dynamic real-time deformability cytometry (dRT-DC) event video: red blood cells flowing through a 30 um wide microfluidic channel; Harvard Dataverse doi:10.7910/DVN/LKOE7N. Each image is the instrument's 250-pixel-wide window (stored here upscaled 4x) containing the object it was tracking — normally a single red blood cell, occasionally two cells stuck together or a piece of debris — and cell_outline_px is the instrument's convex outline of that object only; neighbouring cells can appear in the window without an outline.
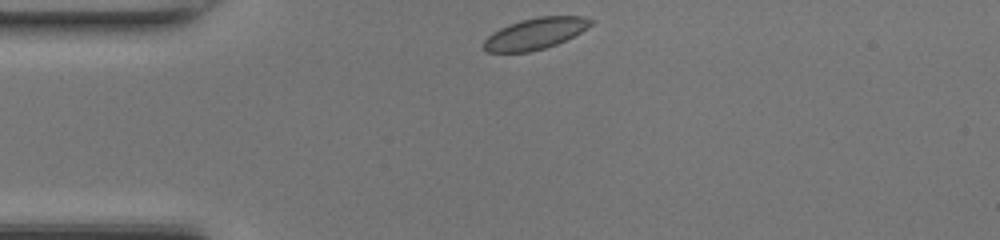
{"species": "common noctule bat (a hibernating species)", "species_latin": "Nyctalus noctula", "temperature_condition": "room temperature", "stored_images_in_passage": 31, "camera_frame_rate_fps": 3000, "um_per_image_px": 0.085, "animal": {"sex": "female", "body_mass_g": 17.0, "forearm_length_mm": 48.0}, "frame": {"image": 1, "passage_image": 1, "time_ms": 0.0, "image_size_px": [1000, 240], "cell_outline_px": [[596, 20], [592, 24], [580, 32], [556, 44], [544, 48], [528, 52], [488, 52], [484, 48], [484, 40], [492, 32], [508, 24], [520, 20], [536, 16], [584, 16]], "centroid_in_image_um": [45.5, 2.83], "position_along_channel_um": 39.5, "area_um2": 19.48}}
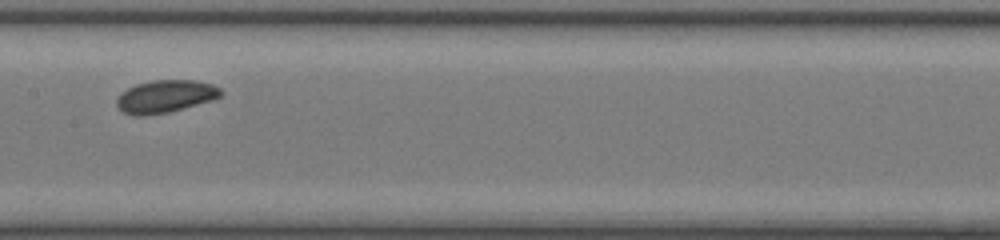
{"frame": {"image": 2, "passage_image": 14, "time_ms": 4.333, "image_size_px": [1000, 240], "cell_outline_px": [[224, 92], [220, 96], [212, 100], [168, 112], [144, 116], [136, 116], [124, 112], [116, 104], [116, 100], [120, 92], [136, 84], [152, 80], [196, 80], [212, 84], [220, 88]], "centroid_in_image_um": [14.05, 8.18], "position_along_channel_um": 193.4, "area_um2": 19.77}}
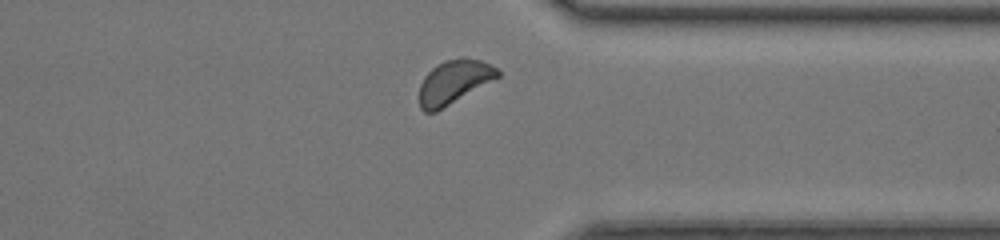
{"frame": {"image": 3, "passage_image": 27, "time_ms": 8.667, "image_size_px": [1000, 240], "cell_outline_px": [[500, 76], [436, 112], [424, 112], [420, 108], [420, 84], [424, 76], [436, 64], [444, 60], [460, 56], [464, 56], [480, 60], [496, 68], [500, 72]], "centroid_in_image_um": [38.56, 6.94], "position_along_channel_um": 372.8, "area_um2": 19.94}, "authors_computed_cell_mechanics": {"area_um2": 19.2474, "velocity_mm_per_s": 4.2221, "shape_relaxation_time_tau1_ms": 8.2925, "shape_relaxation_time_tau2_ms": null, "deformation_change_tau1": 0.1712, "deformation_change_tau2": null}}